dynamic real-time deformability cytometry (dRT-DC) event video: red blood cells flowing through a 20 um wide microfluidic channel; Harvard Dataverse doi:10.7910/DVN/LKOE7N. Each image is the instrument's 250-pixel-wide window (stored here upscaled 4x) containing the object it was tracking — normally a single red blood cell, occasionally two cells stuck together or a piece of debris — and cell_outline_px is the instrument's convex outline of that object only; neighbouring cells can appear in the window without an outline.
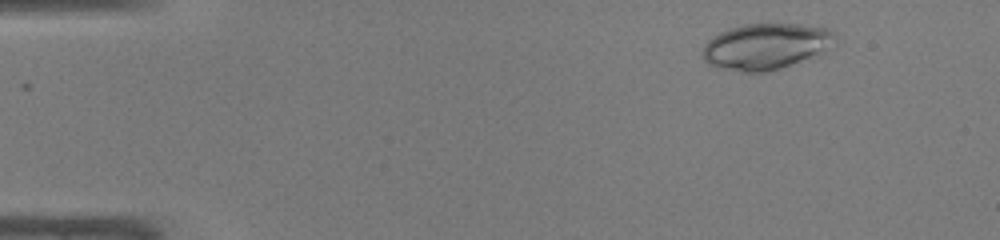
{"species": "common noctule bat (a hibernating species)", "species_latin": "Nyctalus noctula", "temperature_condition": "warm", "stored_images_in_passage": 43, "camera_frame_rate_fps": 3000, "um_per_image_px": 0.085, "animal": {"sex": "male", "body_mass_g": 19.0, "forearm_length_mm": 50.8}, "frame": {"image": 1, "passage_image": 1, "time_ms": 0.0, "image_size_px": [1000, 240], "cell_outline_px": [[836, 40], [820, 56], [768, 72], [740, 72], [720, 68], [708, 64], [704, 60], [704, 44], [708, 40], [720, 32], [728, 28], [744, 24], [800, 24], [828, 28], [836, 36]], "centroid_in_image_um": [65.14, 3.95], "position_along_channel_um": 19.9, "area_um2": 35.89}}
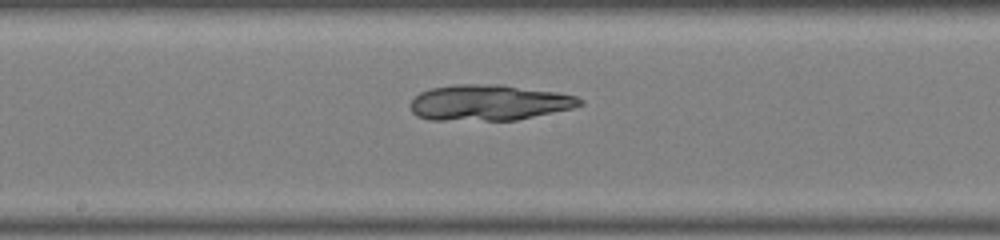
{"frame": {"image": 2, "passage_image": 21, "time_ms": 6.667, "image_size_px": [1000, 240], "cell_outline_px": [[584, 104], [572, 108], [516, 120], [428, 120], [416, 116], [412, 112], [408, 104], [420, 92], [432, 88], [456, 84], [504, 84], [560, 92], [576, 96], [584, 100]], "centroid_in_image_um": [41.57, 8.71], "position_along_channel_um": 206.6, "area_um2": 35.78}}
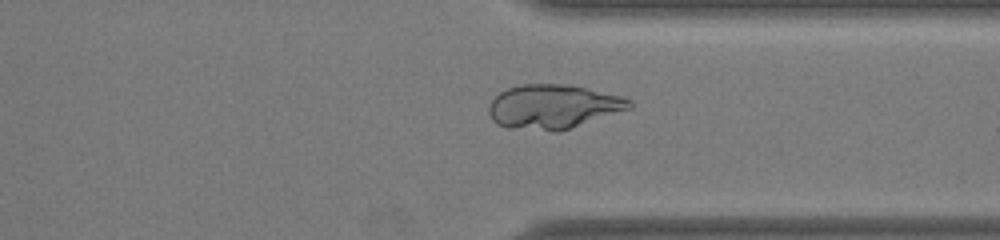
{"frame": {"image": 3, "passage_image": 32, "time_ms": 10.333, "image_size_px": [1000, 240], "cell_outline_px": [[632, 108], [560, 132], [552, 132], [508, 128], [496, 124], [492, 120], [488, 112], [488, 108], [492, 100], [500, 92], [508, 88], [520, 84], [564, 84], [584, 88], [620, 96], [632, 100]], "centroid_in_image_um": [46.99, 9.09], "position_along_channel_um": 364.4, "area_um2": 36.41}}